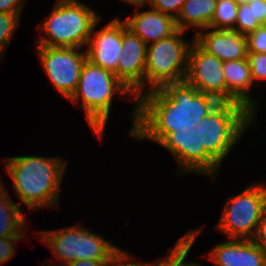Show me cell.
<instances>
[{"label":"cell","mask_w":266,"mask_h":266,"mask_svg":"<svg viewBox=\"0 0 266 266\" xmlns=\"http://www.w3.org/2000/svg\"><path fill=\"white\" fill-rule=\"evenodd\" d=\"M254 21L266 25V0H253Z\"/></svg>","instance_id":"4dcf8cb0"},{"label":"cell","mask_w":266,"mask_h":266,"mask_svg":"<svg viewBox=\"0 0 266 266\" xmlns=\"http://www.w3.org/2000/svg\"><path fill=\"white\" fill-rule=\"evenodd\" d=\"M193 245H191L173 264V266H201V263L198 262H190L187 261L186 258L188 256V253L192 249Z\"/></svg>","instance_id":"1f68e13d"},{"label":"cell","mask_w":266,"mask_h":266,"mask_svg":"<svg viewBox=\"0 0 266 266\" xmlns=\"http://www.w3.org/2000/svg\"><path fill=\"white\" fill-rule=\"evenodd\" d=\"M239 4L235 0H217L214 16L208 28L216 30H233Z\"/></svg>","instance_id":"ffe728a7"},{"label":"cell","mask_w":266,"mask_h":266,"mask_svg":"<svg viewBox=\"0 0 266 266\" xmlns=\"http://www.w3.org/2000/svg\"><path fill=\"white\" fill-rule=\"evenodd\" d=\"M35 235L49 247L58 261L63 262L59 264L51 259L48 264L52 266H65L76 260L107 261L119 249L104 236L79 223L56 230L38 231Z\"/></svg>","instance_id":"8992f818"},{"label":"cell","mask_w":266,"mask_h":266,"mask_svg":"<svg viewBox=\"0 0 266 266\" xmlns=\"http://www.w3.org/2000/svg\"><path fill=\"white\" fill-rule=\"evenodd\" d=\"M135 259L127 250L119 249L105 262L104 266H141V261L132 262ZM130 260V261H129Z\"/></svg>","instance_id":"83f0119b"},{"label":"cell","mask_w":266,"mask_h":266,"mask_svg":"<svg viewBox=\"0 0 266 266\" xmlns=\"http://www.w3.org/2000/svg\"><path fill=\"white\" fill-rule=\"evenodd\" d=\"M265 207L263 187L259 182H252L242 192L228 198L215 228L228 239L253 240Z\"/></svg>","instance_id":"ba28073f"},{"label":"cell","mask_w":266,"mask_h":266,"mask_svg":"<svg viewBox=\"0 0 266 266\" xmlns=\"http://www.w3.org/2000/svg\"><path fill=\"white\" fill-rule=\"evenodd\" d=\"M245 36L248 53H266V25L258 27Z\"/></svg>","instance_id":"cb8c5ba5"},{"label":"cell","mask_w":266,"mask_h":266,"mask_svg":"<svg viewBox=\"0 0 266 266\" xmlns=\"http://www.w3.org/2000/svg\"><path fill=\"white\" fill-rule=\"evenodd\" d=\"M204 257L218 266H266V252L253 240L222 241Z\"/></svg>","instance_id":"5bb4252c"},{"label":"cell","mask_w":266,"mask_h":266,"mask_svg":"<svg viewBox=\"0 0 266 266\" xmlns=\"http://www.w3.org/2000/svg\"><path fill=\"white\" fill-rule=\"evenodd\" d=\"M167 149L178 165V175L197 174V140L196 127L190 131L168 133L159 143Z\"/></svg>","instance_id":"e0dca14e"},{"label":"cell","mask_w":266,"mask_h":266,"mask_svg":"<svg viewBox=\"0 0 266 266\" xmlns=\"http://www.w3.org/2000/svg\"><path fill=\"white\" fill-rule=\"evenodd\" d=\"M147 45L123 20L122 51L114 74L136 97L144 94Z\"/></svg>","instance_id":"8fae6325"},{"label":"cell","mask_w":266,"mask_h":266,"mask_svg":"<svg viewBox=\"0 0 266 266\" xmlns=\"http://www.w3.org/2000/svg\"><path fill=\"white\" fill-rule=\"evenodd\" d=\"M28 229H24L18 236H11V237H3L0 238V265L7 263L16 252L15 243L20 241L21 239L26 237V233Z\"/></svg>","instance_id":"484cf974"},{"label":"cell","mask_w":266,"mask_h":266,"mask_svg":"<svg viewBox=\"0 0 266 266\" xmlns=\"http://www.w3.org/2000/svg\"><path fill=\"white\" fill-rule=\"evenodd\" d=\"M10 195L0 179V238L18 236L26 228V215Z\"/></svg>","instance_id":"d6986e66"},{"label":"cell","mask_w":266,"mask_h":266,"mask_svg":"<svg viewBox=\"0 0 266 266\" xmlns=\"http://www.w3.org/2000/svg\"><path fill=\"white\" fill-rule=\"evenodd\" d=\"M26 0H0V13L21 14Z\"/></svg>","instance_id":"f546056e"},{"label":"cell","mask_w":266,"mask_h":266,"mask_svg":"<svg viewBox=\"0 0 266 266\" xmlns=\"http://www.w3.org/2000/svg\"><path fill=\"white\" fill-rule=\"evenodd\" d=\"M186 31L177 30L166 39L147 45L144 93L168 83L183 82L187 72L188 52L192 41L184 39Z\"/></svg>","instance_id":"52a82bcc"},{"label":"cell","mask_w":266,"mask_h":266,"mask_svg":"<svg viewBox=\"0 0 266 266\" xmlns=\"http://www.w3.org/2000/svg\"><path fill=\"white\" fill-rule=\"evenodd\" d=\"M261 186L263 187L265 196H266V181L265 182H260Z\"/></svg>","instance_id":"d590c367"},{"label":"cell","mask_w":266,"mask_h":266,"mask_svg":"<svg viewBox=\"0 0 266 266\" xmlns=\"http://www.w3.org/2000/svg\"><path fill=\"white\" fill-rule=\"evenodd\" d=\"M256 118V119H255ZM257 117L240 103H220L196 125L197 174L215 179L223 160Z\"/></svg>","instance_id":"7a4b0ae2"},{"label":"cell","mask_w":266,"mask_h":266,"mask_svg":"<svg viewBox=\"0 0 266 266\" xmlns=\"http://www.w3.org/2000/svg\"><path fill=\"white\" fill-rule=\"evenodd\" d=\"M217 0H185L175 19L177 30L194 28L195 33L209 27L214 16Z\"/></svg>","instance_id":"ac0fdd59"},{"label":"cell","mask_w":266,"mask_h":266,"mask_svg":"<svg viewBox=\"0 0 266 266\" xmlns=\"http://www.w3.org/2000/svg\"><path fill=\"white\" fill-rule=\"evenodd\" d=\"M100 15L78 0H57L48 17L38 25L43 35L37 46L84 48Z\"/></svg>","instance_id":"5b68a950"},{"label":"cell","mask_w":266,"mask_h":266,"mask_svg":"<svg viewBox=\"0 0 266 266\" xmlns=\"http://www.w3.org/2000/svg\"><path fill=\"white\" fill-rule=\"evenodd\" d=\"M106 261L76 260L65 266H104Z\"/></svg>","instance_id":"d6a6232c"},{"label":"cell","mask_w":266,"mask_h":266,"mask_svg":"<svg viewBox=\"0 0 266 266\" xmlns=\"http://www.w3.org/2000/svg\"><path fill=\"white\" fill-rule=\"evenodd\" d=\"M193 37L203 50L223 62L248 57L246 36L237 31L206 28L195 33Z\"/></svg>","instance_id":"4fadbf2b"},{"label":"cell","mask_w":266,"mask_h":266,"mask_svg":"<svg viewBox=\"0 0 266 266\" xmlns=\"http://www.w3.org/2000/svg\"><path fill=\"white\" fill-rule=\"evenodd\" d=\"M20 16L21 14L0 13V60L5 57L4 53L19 28Z\"/></svg>","instance_id":"7402d4cb"},{"label":"cell","mask_w":266,"mask_h":266,"mask_svg":"<svg viewBox=\"0 0 266 266\" xmlns=\"http://www.w3.org/2000/svg\"><path fill=\"white\" fill-rule=\"evenodd\" d=\"M74 47L36 46L41 66L52 86L69 100L77 90L86 51Z\"/></svg>","instance_id":"9c48e42d"},{"label":"cell","mask_w":266,"mask_h":266,"mask_svg":"<svg viewBox=\"0 0 266 266\" xmlns=\"http://www.w3.org/2000/svg\"><path fill=\"white\" fill-rule=\"evenodd\" d=\"M184 1L185 0H148L147 6L149 5L153 9L176 19Z\"/></svg>","instance_id":"4316f807"},{"label":"cell","mask_w":266,"mask_h":266,"mask_svg":"<svg viewBox=\"0 0 266 266\" xmlns=\"http://www.w3.org/2000/svg\"><path fill=\"white\" fill-rule=\"evenodd\" d=\"M126 4L132 5L133 7L147 4L148 0H119Z\"/></svg>","instance_id":"836d02e7"},{"label":"cell","mask_w":266,"mask_h":266,"mask_svg":"<svg viewBox=\"0 0 266 266\" xmlns=\"http://www.w3.org/2000/svg\"><path fill=\"white\" fill-rule=\"evenodd\" d=\"M224 62L207 53L194 40L189 48L187 72L184 81L199 92L226 103Z\"/></svg>","instance_id":"30bf717a"},{"label":"cell","mask_w":266,"mask_h":266,"mask_svg":"<svg viewBox=\"0 0 266 266\" xmlns=\"http://www.w3.org/2000/svg\"><path fill=\"white\" fill-rule=\"evenodd\" d=\"M221 102L185 81L168 83L137 98V122L130 137L157 144L173 131H190Z\"/></svg>","instance_id":"6da1fadb"},{"label":"cell","mask_w":266,"mask_h":266,"mask_svg":"<svg viewBox=\"0 0 266 266\" xmlns=\"http://www.w3.org/2000/svg\"><path fill=\"white\" fill-rule=\"evenodd\" d=\"M101 18L93 26L85 48L87 60L106 70L115 72L122 51L123 20L115 17L96 30Z\"/></svg>","instance_id":"7c38bea8"},{"label":"cell","mask_w":266,"mask_h":266,"mask_svg":"<svg viewBox=\"0 0 266 266\" xmlns=\"http://www.w3.org/2000/svg\"><path fill=\"white\" fill-rule=\"evenodd\" d=\"M253 241L264 252H266V207L262 213V217L259 222L255 237L253 238Z\"/></svg>","instance_id":"f1b7e54d"},{"label":"cell","mask_w":266,"mask_h":266,"mask_svg":"<svg viewBox=\"0 0 266 266\" xmlns=\"http://www.w3.org/2000/svg\"><path fill=\"white\" fill-rule=\"evenodd\" d=\"M239 5L250 3L253 0H235Z\"/></svg>","instance_id":"e575fe53"},{"label":"cell","mask_w":266,"mask_h":266,"mask_svg":"<svg viewBox=\"0 0 266 266\" xmlns=\"http://www.w3.org/2000/svg\"><path fill=\"white\" fill-rule=\"evenodd\" d=\"M261 25L254 21L253 1L239 5L234 31L247 35Z\"/></svg>","instance_id":"603a6c76"},{"label":"cell","mask_w":266,"mask_h":266,"mask_svg":"<svg viewBox=\"0 0 266 266\" xmlns=\"http://www.w3.org/2000/svg\"><path fill=\"white\" fill-rule=\"evenodd\" d=\"M203 228H195L189 230L181 236L175 246L171 248L170 252L163 258L154 262H141V266H173L174 262L191 246L194 245L197 236Z\"/></svg>","instance_id":"44dd1931"},{"label":"cell","mask_w":266,"mask_h":266,"mask_svg":"<svg viewBox=\"0 0 266 266\" xmlns=\"http://www.w3.org/2000/svg\"><path fill=\"white\" fill-rule=\"evenodd\" d=\"M226 103H240L257 116L259 102L252 96L254 84L248 59L226 61L223 64Z\"/></svg>","instance_id":"2e32d148"},{"label":"cell","mask_w":266,"mask_h":266,"mask_svg":"<svg viewBox=\"0 0 266 266\" xmlns=\"http://www.w3.org/2000/svg\"><path fill=\"white\" fill-rule=\"evenodd\" d=\"M11 177L14 193L30 212L39 208L58 207L59 194L67 169L59 157L11 156L2 160Z\"/></svg>","instance_id":"3957f363"},{"label":"cell","mask_w":266,"mask_h":266,"mask_svg":"<svg viewBox=\"0 0 266 266\" xmlns=\"http://www.w3.org/2000/svg\"><path fill=\"white\" fill-rule=\"evenodd\" d=\"M146 5L134 7V14L123 19L127 27L141 38L146 45L166 39L177 31L173 17L161 13L151 6L148 10H142L141 8L147 7Z\"/></svg>","instance_id":"9a60e30c"},{"label":"cell","mask_w":266,"mask_h":266,"mask_svg":"<svg viewBox=\"0 0 266 266\" xmlns=\"http://www.w3.org/2000/svg\"><path fill=\"white\" fill-rule=\"evenodd\" d=\"M247 59L253 82L266 81V53H248Z\"/></svg>","instance_id":"d4e9b609"},{"label":"cell","mask_w":266,"mask_h":266,"mask_svg":"<svg viewBox=\"0 0 266 266\" xmlns=\"http://www.w3.org/2000/svg\"><path fill=\"white\" fill-rule=\"evenodd\" d=\"M132 98L134 103L131 115L132 128L129 136L133 133L137 122V99L132 92L116 77V75L93 64L85 61L79 79L77 90L69 99L73 104H79L80 109L85 111V118L94 135L101 141L104 130L112 109L114 95ZM123 95V96H122Z\"/></svg>","instance_id":"277c9868"}]
</instances>
